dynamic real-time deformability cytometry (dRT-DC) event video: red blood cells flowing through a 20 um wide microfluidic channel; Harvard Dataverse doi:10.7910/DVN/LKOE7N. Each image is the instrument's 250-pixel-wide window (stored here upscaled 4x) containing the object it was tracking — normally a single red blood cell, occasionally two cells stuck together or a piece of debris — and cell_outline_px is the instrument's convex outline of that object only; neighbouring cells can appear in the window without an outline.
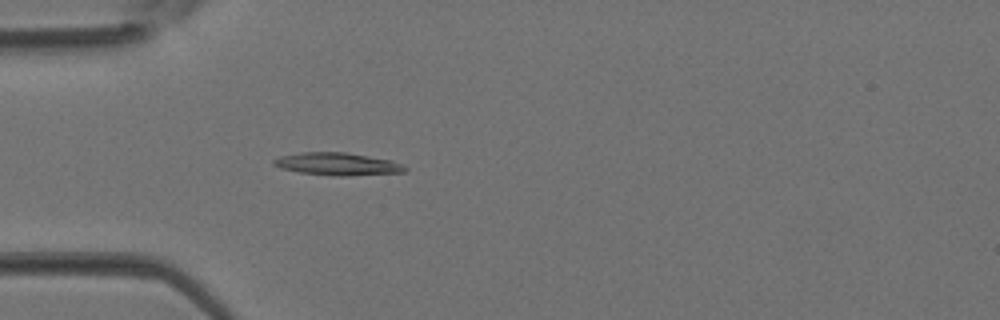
{"species": "Egyptian fruit bat (a non-hibernating species)", "species_latin": "Rousettus aegyptiacus", "temperature_condition": "room temperature", "stored_images_in_passage": 2, "camera_frame_rate_fps": 3000, "um_per_image_px": 0.085, "animal": {"sex": "female"}, "frame": {"image": 1, "passage_image": 2, "time_ms": 0.333, "image_size_px": [1000, 320], "cell_outline_px": [[408, 168], [404, 172], [348, 176], [332, 176], [300, 172], [280, 168], [272, 164], [272, 160], [280, 156], [300, 152], [344, 152], [392, 160], [404, 164]], "centroid_in_image_um": [28.69, 13.94], "position_along_channel_um": 56.3, "area_um2": 17.4}}